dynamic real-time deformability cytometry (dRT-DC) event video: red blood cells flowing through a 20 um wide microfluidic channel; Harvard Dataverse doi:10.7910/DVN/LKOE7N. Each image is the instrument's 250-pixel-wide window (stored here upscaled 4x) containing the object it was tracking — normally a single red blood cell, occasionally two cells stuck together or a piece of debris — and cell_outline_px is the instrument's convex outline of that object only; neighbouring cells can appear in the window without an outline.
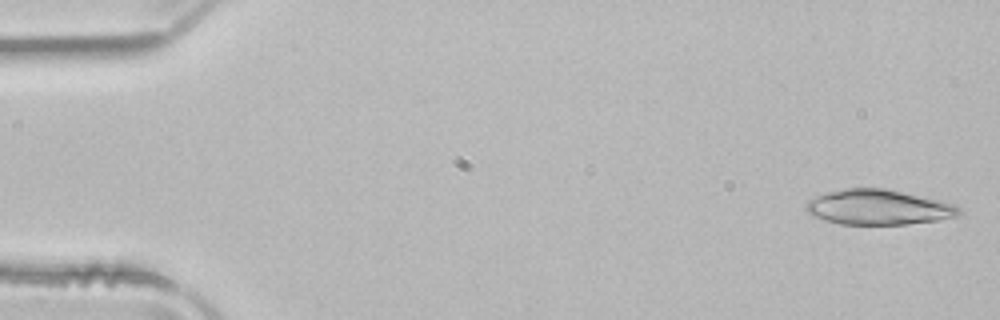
{"species": "common noctule bat (a hibernating species)", "species_latin": "Nyctalus noctula", "temperature_condition": "room temperature", "stored_images_in_passage": 14, "camera_frame_rate_fps": 3000, "um_per_image_px": 0.085, "animal": {"sex": "male", "body_mass_g": 21.5, "forearm_length_mm": 52.0}, "frame": {"image": 1, "passage_image": 1, "time_ms": 0.0, "image_size_px": [1000, 320], "cell_outline_px": [[964, 212], [956, 216], [940, 220], [908, 224], [840, 224], [824, 220], [812, 216], [804, 208], [804, 204], [808, 200], [824, 192], [848, 188], [884, 188], [956, 204]], "centroid_in_image_um": [74.64, 17.62], "position_along_channel_um": 10.4, "area_um2": 31.44}}